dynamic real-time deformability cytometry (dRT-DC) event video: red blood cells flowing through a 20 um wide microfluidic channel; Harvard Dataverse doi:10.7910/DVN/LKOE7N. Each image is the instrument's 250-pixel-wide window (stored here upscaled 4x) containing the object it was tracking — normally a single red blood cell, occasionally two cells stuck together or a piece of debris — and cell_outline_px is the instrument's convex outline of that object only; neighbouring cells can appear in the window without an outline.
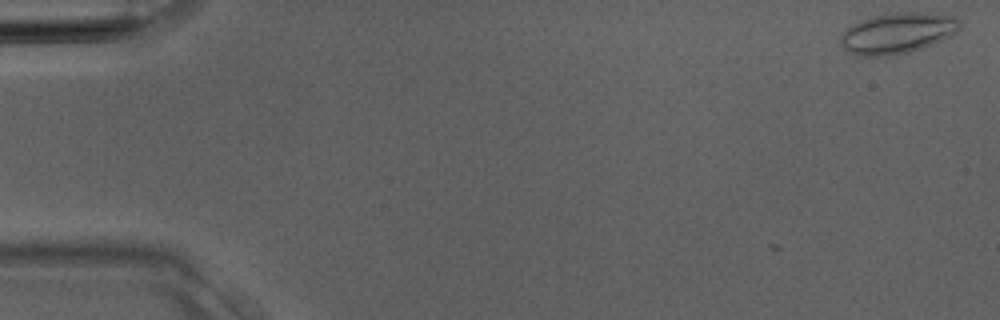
{"species": "Egyptian fruit bat (a non-hibernating species)", "species_latin": "Rousettus aegyptiacus", "temperature_condition": "room temperature", "stored_images_in_passage": 5, "camera_frame_rate_fps": 3000, "um_per_image_px": 0.085, "animal": {"sex": "male"}, "frame": {"image": 1, "passage_image": 1, "time_ms": 0.0, "image_size_px": [1000, 320], "cell_outline_px": [[960, 28], [956, 32], [932, 44], [908, 52], [880, 56], [864, 56], [848, 52], [840, 44], [840, 36], [852, 24], [872, 16], [896, 12], [924, 12], [952, 16], [960, 20]], "centroid_in_image_um": [76.27, 2.8], "position_along_channel_um": 8.7, "area_um2": 27.98}}